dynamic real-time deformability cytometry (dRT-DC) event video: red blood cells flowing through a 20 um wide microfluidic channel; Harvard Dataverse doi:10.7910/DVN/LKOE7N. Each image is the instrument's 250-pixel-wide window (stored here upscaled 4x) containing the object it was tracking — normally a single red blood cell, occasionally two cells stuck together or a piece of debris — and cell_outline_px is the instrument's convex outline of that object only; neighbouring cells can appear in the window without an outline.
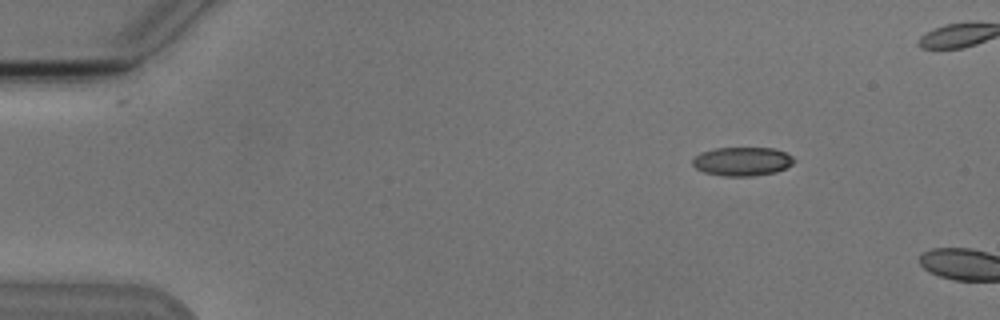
{"species": "Egyptian fruit bat (a non-hibernating species)", "species_latin": "Rousettus aegyptiacus", "temperature_condition": "cold", "stored_images_in_passage": 3, "camera_frame_rate_fps": 3000, "um_per_image_px": 0.085, "animal": {"sex": "male"}, "frame": {"image": 1, "passage_image": 2, "time_ms": 2.333, "image_size_px": [1000, 320], "cell_outline_px": [[796, 160], [792, 164], [776, 172], [752, 176], [724, 176], [704, 172], [696, 168], [692, 164], [692, 160], [700, 152], [716, 148], [772, 148], [784, 152], [792, 156]], "centroid_in_image_um": [63.08, 13.72], "position_along_channel_um": 21.9, "area_um2": 16.94}}